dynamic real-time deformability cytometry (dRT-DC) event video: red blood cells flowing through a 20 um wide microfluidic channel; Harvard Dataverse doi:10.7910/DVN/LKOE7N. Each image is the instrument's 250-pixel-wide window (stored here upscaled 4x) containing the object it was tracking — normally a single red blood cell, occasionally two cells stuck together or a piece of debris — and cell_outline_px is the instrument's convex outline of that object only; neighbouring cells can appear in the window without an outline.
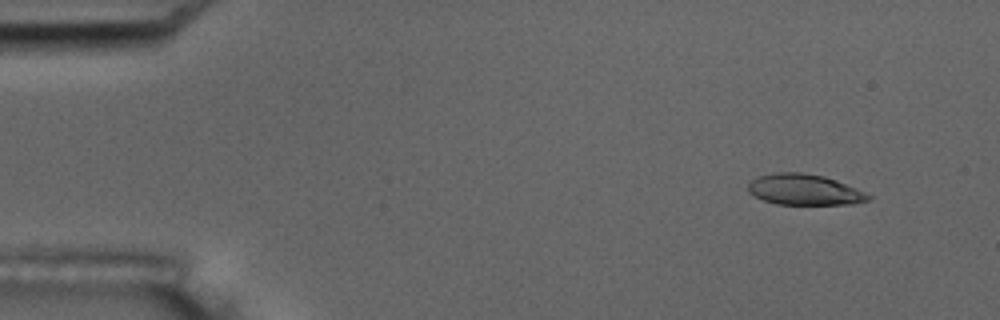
{"species": "common noctule bat (a hibernating species)", "species_latin": "Nyctalus noctula", "temperature_condition": "room temperature", "stored_images_in_passage": 5, "camera_frame_rate_fps": 3000, "um_per_image_px": 0.085, "animal": {"sex": "male", "body_mass_g": 17.5, "forearm_length_mm": 52.3}, "frame": {"image": 1, "passage_image": 2, "time_ms": 1.333, "image_size_px": [1000, 320], "cell_outline_px": [[872, 196], [868, 200], [852, 204], [776, 204], [764, 200], [748, 192], [748, 184], [752, 180], [760, 176], [776, 172], [800, 172], [824, 176], [864, 192]], "centroid_in_image_um": [68.34, 16.12], "position_along_channel_um": 16.7, "area_um2": 21.21}}
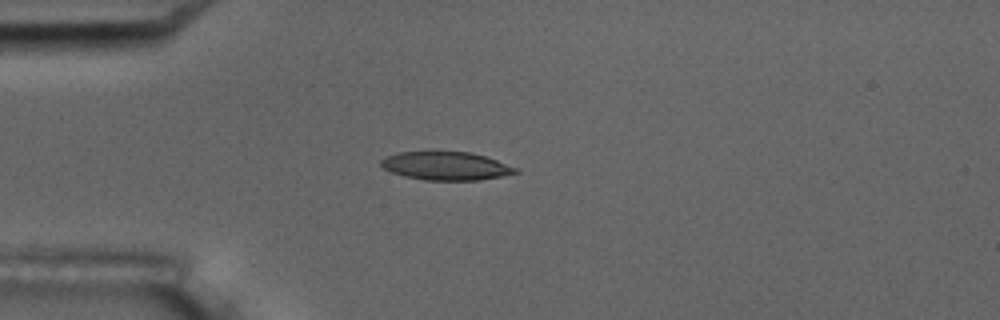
{"frame": {"image": 2, "passage_image": 5, "time_ms": 4.667, "image_size_px": [1000, 320], "cell_outline_px": [[520, 172], [504, 176], [480, 180], [424, 180], [404, 176], [392, 172], [384, 168], [380, 164], [380, 160], [396, 152], [468, 152], [484, 156], [496, 160], [516, 168]], "centroid_in_image_um": [37.9, 14.11], "position_along_channel_um": 47.1, "area_um2": 22.02}}